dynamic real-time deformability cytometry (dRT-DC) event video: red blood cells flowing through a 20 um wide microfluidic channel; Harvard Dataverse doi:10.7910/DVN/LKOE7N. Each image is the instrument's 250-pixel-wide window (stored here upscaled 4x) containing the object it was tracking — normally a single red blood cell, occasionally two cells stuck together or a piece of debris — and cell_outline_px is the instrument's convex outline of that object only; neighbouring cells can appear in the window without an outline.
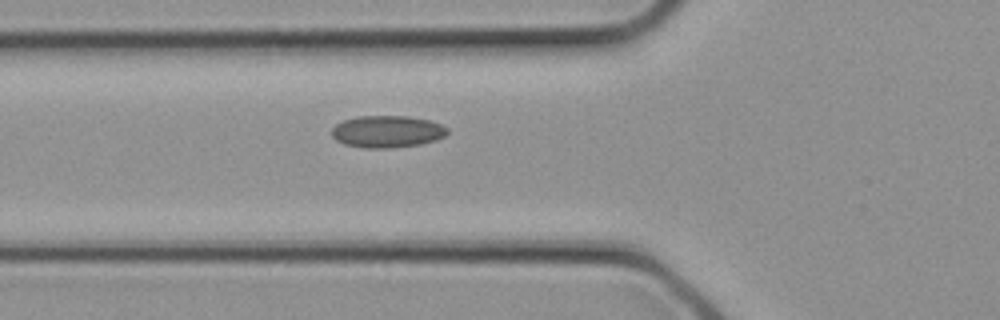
{"species": "common noctule bat (a hibernating species)", "species_latin": "Nyctalus noctula", "temperature_condition": "cold", "stored_images_in_passage": 3, "camera_frame_rate_fps": 3000, "um_per_image_px": 0.085, "animal": {"sex": "female", "body_mass_g": 21.9}, "frame": {"image": 1, "passage_image": 3, "time_ms": 0.667, "image_size_px": [1000, 320], "cell_outline_px": [[448, 132], [444, 136], [436, 140], [420, 144], [388, 148], [364, 148], [344, 144], [336, 140], [332, 136], [332, 128], [336, 124], [344, 120], [360, 116], [408, 116], [428, 120], [440, 124], [448, 128]], "centroid_in_image_um": [32.9, 11.18], "position_along_channel_um": 92.9, "area_um2": 21.5}}